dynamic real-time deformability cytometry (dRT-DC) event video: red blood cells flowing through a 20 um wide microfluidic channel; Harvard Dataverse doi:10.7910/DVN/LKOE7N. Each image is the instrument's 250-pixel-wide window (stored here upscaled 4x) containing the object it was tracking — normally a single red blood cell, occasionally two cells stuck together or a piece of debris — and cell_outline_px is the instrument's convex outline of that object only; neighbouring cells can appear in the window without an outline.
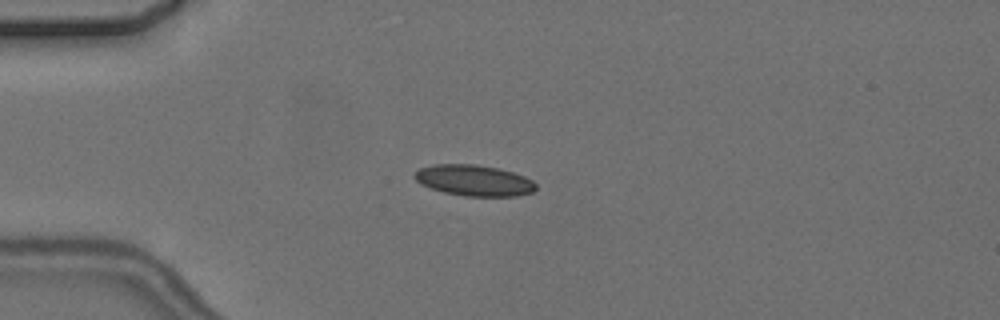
{"species": "common noctule bat (a hibernating species)", "species_latin": "Nyctalus noctula", "temperature_condition": "cold", "stored_images_in_passage": 9, "camera_frame_rate_fps": 3000, "um_per_image_px": 0.085, "animal": {"sex": "female", "body_mass_g": 24.6, "forearm_length_mm": 56.2}, "frame": {"image": 1, "passage_image": 2, "time_ms": 1.0, "image_size_px": [1000, 320], "cell_outline_px": [[536, 188], [532, 192], [516, 196], [464, 196], [444, 192], [420, 184], [412, 176], [420, 168], [432, 164], [476, 164], [500, 168], [524, 176], [532, 180], [536, 184]], "centroid_in_image_um": [40.28, 15.33], "position_along_channel_um": 44.7, "area_um2": 21.96}}
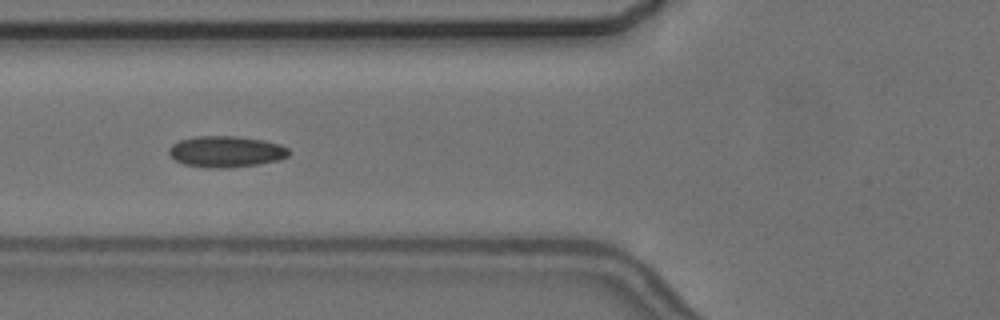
{"frame": {"image": 2, "passage_image": 4, "time_ms": 3.333, "image_size_px": [1000, 320], "cell_outline_px": [[288, 156], [280, 160], [256, 164], [220, 168], [208, 168], [184, 164], [176, 160], [168, 152], [168, 148], [172, 144], [180, 140], [196, 136], [236, 136], [264, 140], [280, 144], [288, 148]], "centroid_in_image_um": [19.2, 12.87], "position_along_channel_um": 106.6, "area_um2": 21.68}}